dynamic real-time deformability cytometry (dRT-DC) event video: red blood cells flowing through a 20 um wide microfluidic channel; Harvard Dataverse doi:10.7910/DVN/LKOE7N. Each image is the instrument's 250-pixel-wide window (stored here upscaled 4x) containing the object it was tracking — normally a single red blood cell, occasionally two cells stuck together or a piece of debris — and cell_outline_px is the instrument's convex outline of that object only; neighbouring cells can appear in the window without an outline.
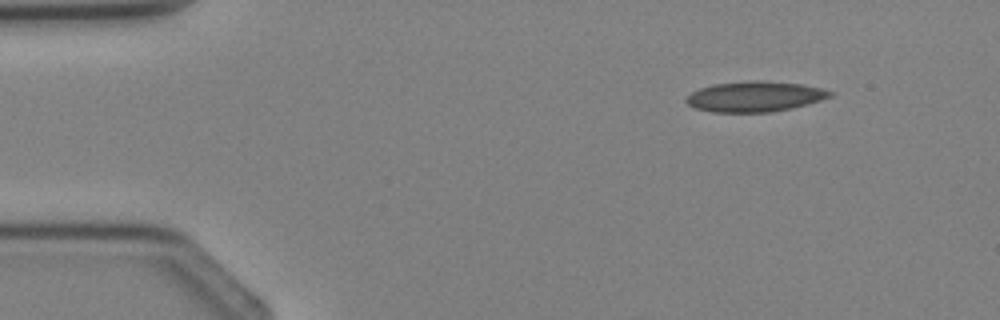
{"species": "Egyptian fruit bat (a non-hibernating species)", "species_latin": "Rousettus aegyptiacus", "temperature_condition": "cold", "stored_images_in_passage": 2, "camera_frame_rate_fps": 3000, "um_per_image_px": 0.085, "animal": {"sex": "female"}, "frame": {"image": 1, "passage_image": 1, "time_ms": 0.0, "image_size_px": [1000, 320], "cell_outline_px": [[836, 92], [832, 96], [820, 100], [792, 108], [772, 112], [712, 112], [696, 108], [688, 104], [684, 100], [692, 92], [700, 88], [712, 84], [752, 80], [764, 80], [800, 84], [820, 88]], "centroid_in_image_um": [64.16, 8.2], "position_along_channel_um": 20.8, "area_um2": 25.49}}
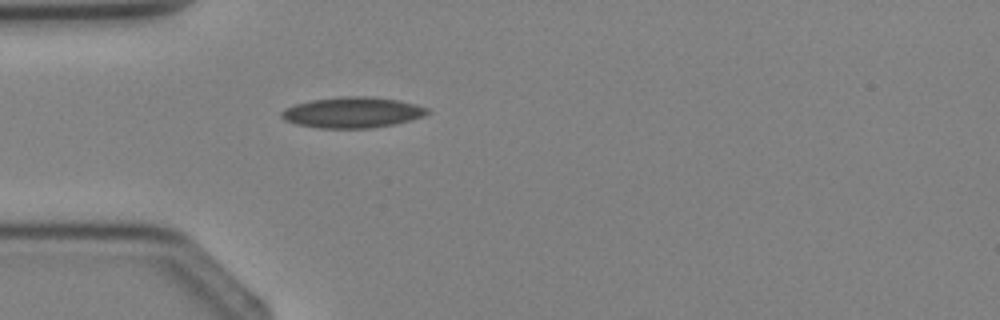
{"frame": {"image": 2, "passage_image": 2, "time_ms": 2.0, "image_size_px": [1000, 320], "cell_outline_px": [[432, 112], [424, 116], [412, 120], [396, 124], [372, 128], [316, 128], [296, 124], [284, 120], [280, 116], [280, 112], [284, 108], [296, 104], [312, 100], [344, 96], [372, 96], [400, 100], [416, 104], [428, 108]], "centroid_in_image_um": [29.99, 9.56], "position_along_channel_um": 55.0, "area_um2": 26.53}}